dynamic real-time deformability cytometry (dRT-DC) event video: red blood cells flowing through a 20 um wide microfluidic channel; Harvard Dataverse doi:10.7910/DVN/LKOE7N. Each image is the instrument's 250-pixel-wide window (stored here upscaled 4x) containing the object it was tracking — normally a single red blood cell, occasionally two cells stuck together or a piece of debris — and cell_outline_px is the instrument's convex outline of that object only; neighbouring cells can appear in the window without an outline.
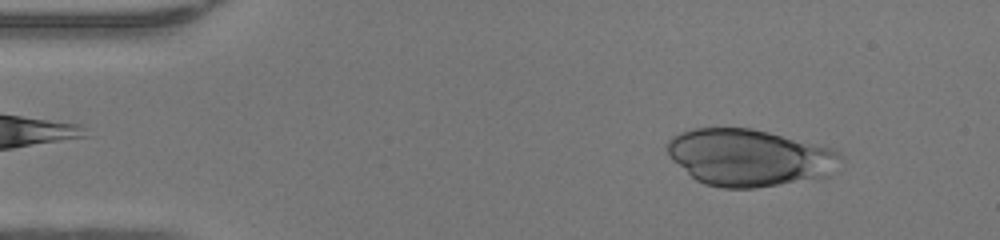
{"species": "human", "species_latin": "Homo sapiens", "temperature_condition": "warm", "stored_images_in_passage": 38, "camera_frame_rate_fps": 3000, "um_per_image_px": 0.085, "donor": {"sex": "female"}, "frame": {"image": 1, "passage_image": 5, "time_ms": 1.333, "image_size_px": [1000, 240], "cell_outline_px": [[840, 172], [820, 180], [756, 188], [724, 188], [704, 184], [696, 180], [672, 160], [668, 156], [664, 144], [672, 136], [680, 132], [692, 128], [752, 128], [832, 148], [840, 156]], "centroid_in_image_um": [63.72, 13.42], "position_along_channel_um": 21.3, "area_um2": 58.61}}
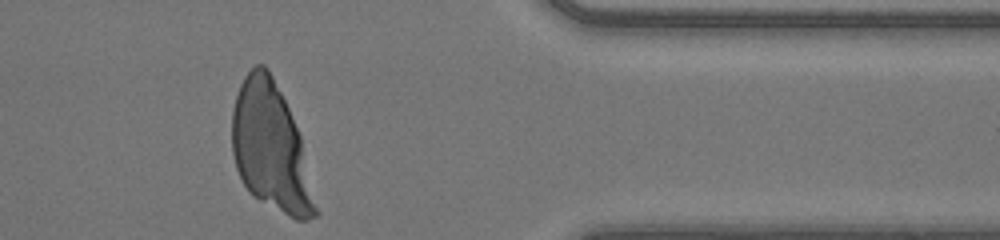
{"frame": {"image": 2, "passage_image": 38, "time_ms": 12.333, "image_size_px": [1000, 240], "cell_outline_px": [[320, 212], [316, 216], [308, 220], [296, 220], [288, 216], [252, 196], [248, 192], [236, 168], [232, 152], [232, 112], [236, 96], [240, 84], [244, 76], [256, 64], [264, 64], [268, 68], [288, 108], [300, 136]], "centroid_in_image_um": [23.02, 12.58], "position_along_channel_um": 388.4, "area_um2": 61.85}}